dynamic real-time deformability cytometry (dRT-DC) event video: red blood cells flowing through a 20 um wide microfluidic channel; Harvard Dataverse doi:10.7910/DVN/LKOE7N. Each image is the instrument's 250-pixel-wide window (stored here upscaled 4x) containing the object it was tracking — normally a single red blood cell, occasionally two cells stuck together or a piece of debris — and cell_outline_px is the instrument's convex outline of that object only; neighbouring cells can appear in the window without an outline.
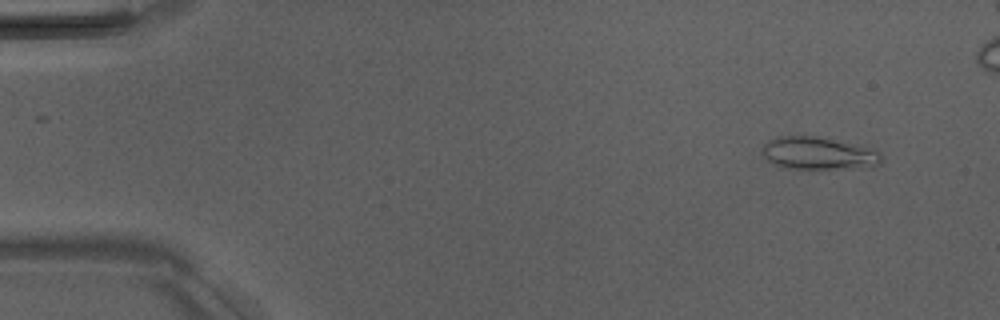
{"species": "Egyptian fruit bat (a non-hibernating species)", "species_latin": "Rousettus aegyptiacus", "temperature_condition": "room temperature", "stored_images_in_passage": 6, "camera_frame_rate_fps": 3000, "um_per_image_px": 0.085, "animal": {"sex": "male"}, "frame": {"image": 1, "passage_image": 2, "time_ms": 1.0, "image_size_px": [1000, 320], "cell_outline_px": [[880, 164], [836, 168], [788, 168], [776, 164], [768, 160], [764, 156], [764, 144], [768, 140], [776, 136], [816, 136], [880, 152]], "centroid_in_image_um": [69.45, 13.01], "position_along_channel_um": 15.6, "area_um2": 21.39}}